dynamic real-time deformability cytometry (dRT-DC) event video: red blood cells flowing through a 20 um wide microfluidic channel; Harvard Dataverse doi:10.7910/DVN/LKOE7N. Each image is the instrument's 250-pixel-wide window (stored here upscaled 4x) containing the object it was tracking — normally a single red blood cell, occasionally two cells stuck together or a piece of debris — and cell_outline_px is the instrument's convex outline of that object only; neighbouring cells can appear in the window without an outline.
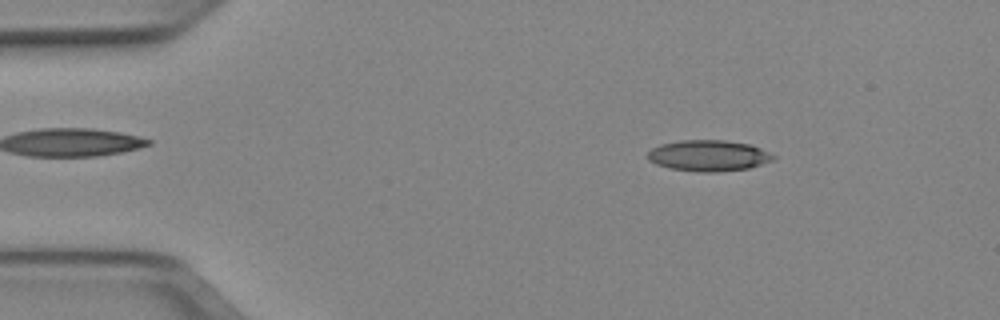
{"species": "Egyptian fruit bat (a non-hibernating species)", "species_latin": "Rousettus aegyptiacus", "temperature_condition": "cold", "stored_images_in_passage": 50, "camera_frame_rate_fps": 3000, "um_per_image_px": 0.085, "animal": {"sex": "female"}, "frame": {"image": 1, "passage_image": 7, "time_ms": 2.0, "image_size_px": [1000, 320], "cell_outline_px": [[776, 156], [772, 160], [748, 168], [716, 172], [700, 172], [668, 168], [656, 164], [648, 160], [648, 152], [652, 148], [660, 144], [680, 140], [724, 140], [752, 144]], "centroid_in_image_um": [60.2, 13.22], "position_along_channel_um": 24.8, "area_um2": 22.72}}
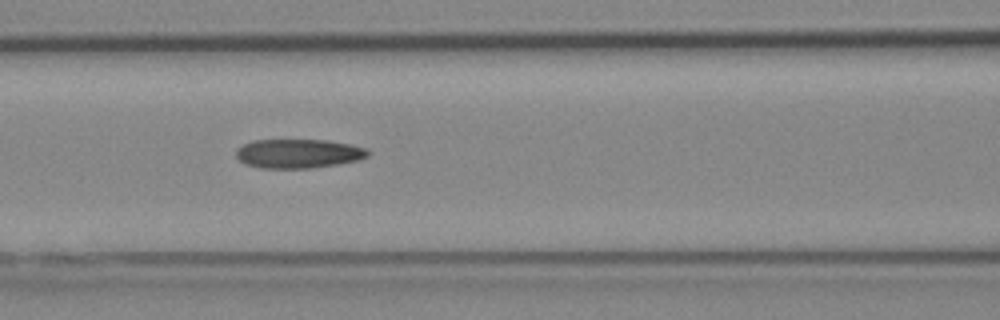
{"frame": {"image": 2, "passage_image": 21, "time_ms": 6.667, "image_size_px": [1000, 320], "cell_outline_px": [[368, 156], [360, 160], [312, 168], [260, 168], [244, 164], [236, 156], [236, 148], [252, 140], [328, 140], [352, 144], [368, 148]], "centroid_in_image_um": [25.37, 13.05], "position_along_channel_um": 141.2, "area_um2": 22.54}}
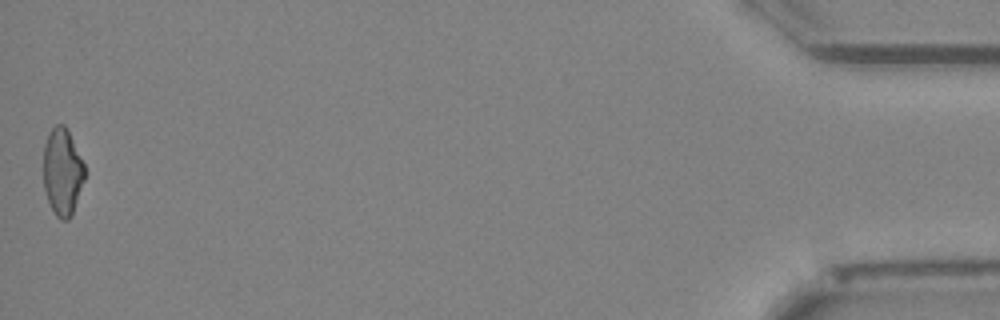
{"frame": {"image": 3, "passage_image": 50, "time_ms": 16.333, "image_size_px": [1000, 320], "cell_outline_px": [[84, 180], [72, 216], [68, 220], [60, 220], [56, 216], [48, 200], [44, 188], [44, 144], [48, 132], [56, 124], [64, 124], [68, 128], [84, 164]], "centroid_in_image_um": [5.31, 14.59], "position_along_channel_um": 429.9, "area_um2": 21.04}, "authors_computed_cell_mechanics": {"area_um2": 22.2819, "velocity_mm_per_s": 3.9704, "shape_relaxation_time_tau1_ms": null, "shape_relaxation_time_tau2_ms": 4.0108, "deformation_change_tau1": null, "deformation_change_tau2": 0.1387}}